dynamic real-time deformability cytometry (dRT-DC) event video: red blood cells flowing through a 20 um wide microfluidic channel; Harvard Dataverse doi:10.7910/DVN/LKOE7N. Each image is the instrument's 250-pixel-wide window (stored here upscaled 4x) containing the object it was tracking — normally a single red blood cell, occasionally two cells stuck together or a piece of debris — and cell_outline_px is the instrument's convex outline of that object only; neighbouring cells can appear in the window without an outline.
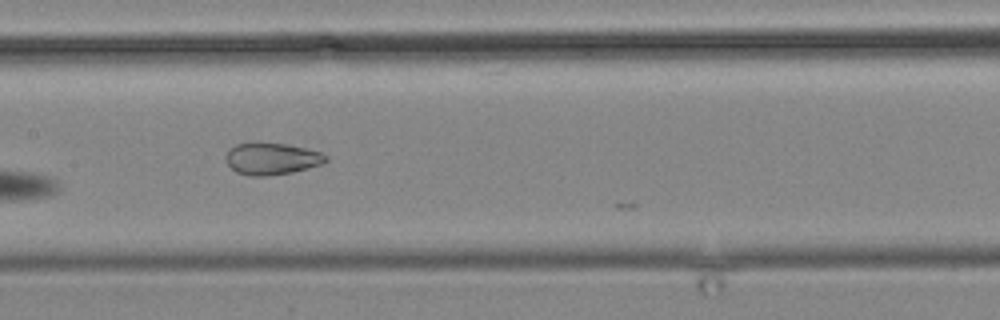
{"species": "common noctule bat (a hibernating species)", "species_latin": "Nyctalus noctula", "temperature_condition": "cold", "stored_images_in_passage": 13, "camera_frame_rate_fps": 3000, "um_per_image_px": 0.085, "animal": {"sex": "male", "body_mass_g": 19.2, "forearm_length_mm": 51.8}, "frame": {"image": 1, "passage_image": 10, "time_ms": 11.333, "image_size_px": [1000, 320], "cell_outline_px": [[328, 160], [320, 164], [308, 168], [292, 172], [264, 176], [252, 176], [236, 172], [224, 160], [224, 156], [228, 148], [236, 144], [256, 140], [284, 144], [304, 148], [320, 152], [328, 156]], "centroid_in_image_um": [23.02, 13.46], "position_along_channel_um": 184.4, "area_um2": 18.96}}